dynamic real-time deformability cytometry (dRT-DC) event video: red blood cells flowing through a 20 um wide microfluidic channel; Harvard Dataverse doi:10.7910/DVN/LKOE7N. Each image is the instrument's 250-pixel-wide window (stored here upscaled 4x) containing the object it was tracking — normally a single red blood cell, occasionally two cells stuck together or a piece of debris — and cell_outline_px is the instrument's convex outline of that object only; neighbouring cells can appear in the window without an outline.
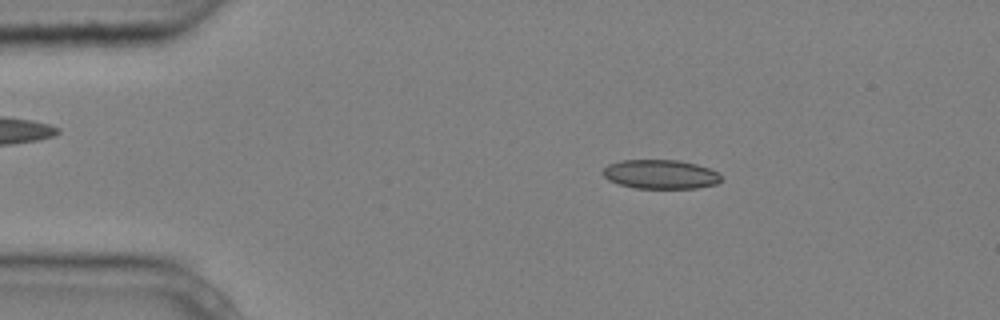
{"species": "common noctule bat (a hibernating species)", "species_latin": "Nyctalus noctula", "temperature_condition": "cold", "stored_images_in_passage": 5, "camera_frame_rate_fps": 3000, "um_per_image_px": 0.085, "animal": {"sex": "male", "body_mass_g": 20.4}, "frame": {"image": 1, "passage_image": 2, "time_ms": 0.333, "image_size_px": [1000, 320], "cell_outline_px": [[724, 180], [716, 184], [696, 188], [636, 188], [620, 184], [608, 180], [600, 172], [608, 164], [620, 160], [680, 160], [696, 164], [708, 168], [716, 172]], "centroid_in_image_um": [56.12, 14.81], "position_along_channel_um": 28.9, "area_um2": 20.11}}
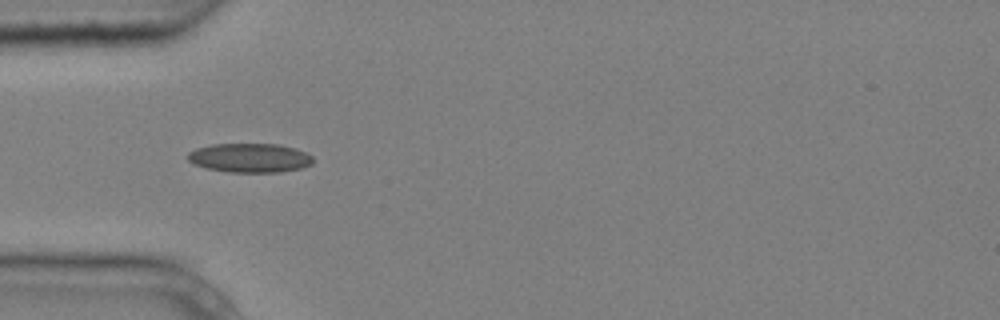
{"frame": {"image": 2, "passage_image": 4, "time_ms": 1.0, "image_size_px": [1000, 320], "cell_outline_px": [[312, 164], [300, 168], [280, 172], [232, 172], [208, 168], [192, 164], [188, 160], [188, 152], [196, 148], [212, 144], [280, 144], [296, 148], [308, 152], [312, 156]], "centroid_in_image_um": [21.25, 13.41], "position_along_channel_um": 63.8, "area_um2": 21.33}}
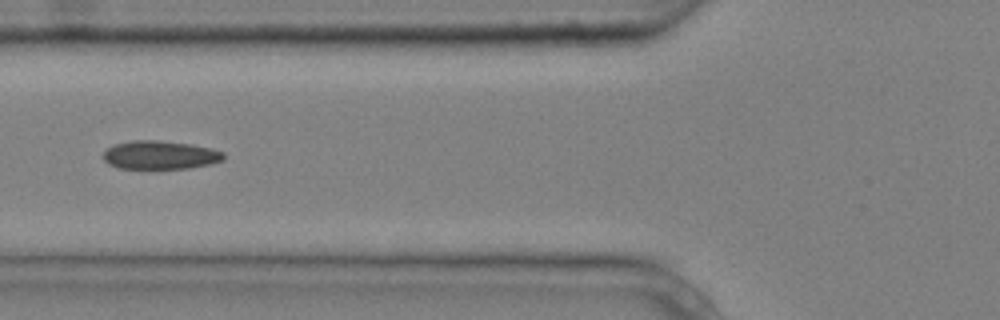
{"frame": {"image": 3, "passage_image": 5, "time_ms": 1.333, "image_size_px": [1000, 320], "cell_outline_px": [[224, 160], [212, 164], [188, 168], [120, 168], [108, 164], [104, 160], [104, 152], [108, 148], [116, 144], [132, 140], [160, 140], [192, 144], [212, 148], [224, 152]], "centroid_in_image_um": [13.65, 13.17], "position_along_channel_um": 112.1, "area_um2": 20.0}}